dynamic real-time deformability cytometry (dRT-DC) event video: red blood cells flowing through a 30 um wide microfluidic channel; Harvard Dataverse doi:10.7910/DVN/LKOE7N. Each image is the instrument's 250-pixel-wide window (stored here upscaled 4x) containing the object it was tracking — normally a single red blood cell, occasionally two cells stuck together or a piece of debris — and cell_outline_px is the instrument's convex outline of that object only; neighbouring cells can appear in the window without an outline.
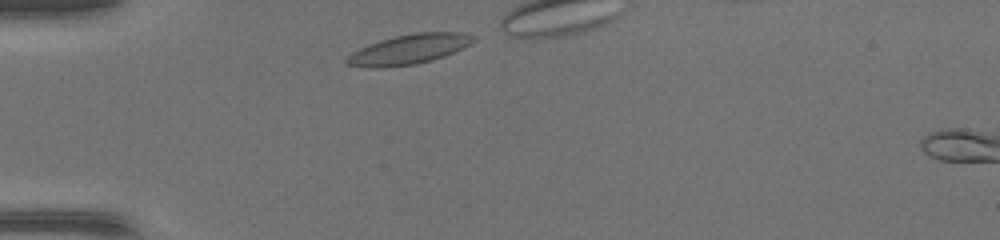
{"species": "common noctule bat (a hibernating species)", "species_latin": "Nyctalus noctula", "temperature_condition": "warm", "stored_images_in_passage": 3, "camera_frame_rate_fps": 3000, "um_per_image_px": 0.085, "animal": {"sex": "female", "body_mass_g": 17.0, "forearm_length_mm": 48.0}, "frame": {"image": 1, "passage_image": 1, "time_ms": 0.0, "image_size_px": [1000, 240], "cell_outline_px": [[476, 40], [452, 52], [432, 60], [416, 64], [348, 64], [344, 60], [352, 52], [360, 48], [396, 36], [416, 32], [456, 32], [468, 36]], "centroid_in_image_um": [34.83, 4.13], "position_along_channel_um": 50.2, "area_um2": 20.11}}